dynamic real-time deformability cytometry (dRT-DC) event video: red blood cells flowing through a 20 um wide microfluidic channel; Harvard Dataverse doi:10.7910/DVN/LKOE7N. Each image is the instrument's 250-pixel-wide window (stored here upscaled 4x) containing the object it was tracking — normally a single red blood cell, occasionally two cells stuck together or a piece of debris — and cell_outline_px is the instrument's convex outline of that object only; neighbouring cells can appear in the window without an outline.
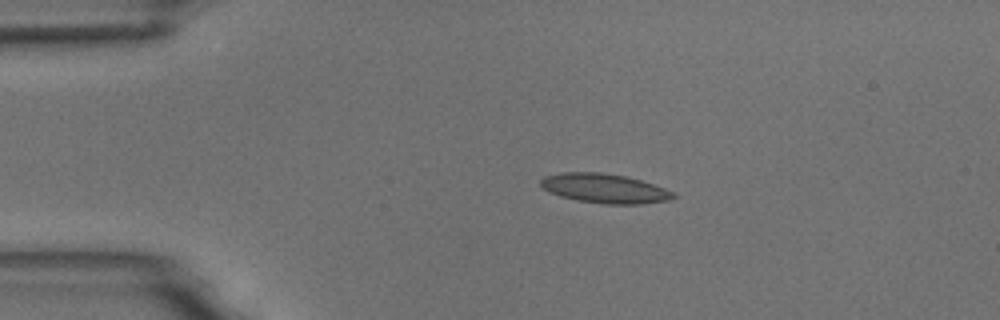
{"species": "common noctule bat (a hibernating species)", "species_latin": "Nyctalus noctula", "temperature_condition": "room temperature", "stored_images_in_passage": 5, "camera_frame_rate_fps": 3000, "um_per_image_px": 0.085, "animal": {"sex": "male", "body_mass_g": 18.8}, "frame": {"image": 1, "passage_image": 2, "time_ms": 1.333, "image_size_px": [1000, 320], "cell_outline_px": [[676, 196], [668, 200], [640, 204], [604, 204], [576, 200], [560, 196], [548, 192], [540, 184], [540, 180], [544, 176], [560, 172], [600, 172], [624, 176], [640, 180], [676, 192]], "centroid_in_image_um": [51.36, 16.01], "position_along_channel_um": 33.6, "area_um2": 22.72}}
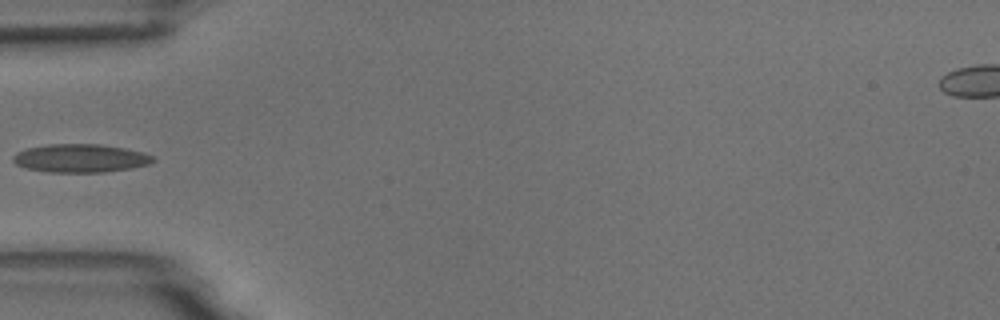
{"frame": {"image": 2, "passage_image": 4, "time_ms": 3.667, "image_size_px": [1000, 320], "cell_outline_px": [[156, 160], [148, 164], [132, 168], [104, 172], [48, 172], [28, 168], [16, 164], [12, 160], [12, 156], [16, 152], [28, 148], [48, 144], [100, 144], [124, 148], [144, 152], [152, 156]], "centroid_in_image_um": [6.84, 13.44], "position_along_channel_um": 78.2, "area_um2": 23.06}}